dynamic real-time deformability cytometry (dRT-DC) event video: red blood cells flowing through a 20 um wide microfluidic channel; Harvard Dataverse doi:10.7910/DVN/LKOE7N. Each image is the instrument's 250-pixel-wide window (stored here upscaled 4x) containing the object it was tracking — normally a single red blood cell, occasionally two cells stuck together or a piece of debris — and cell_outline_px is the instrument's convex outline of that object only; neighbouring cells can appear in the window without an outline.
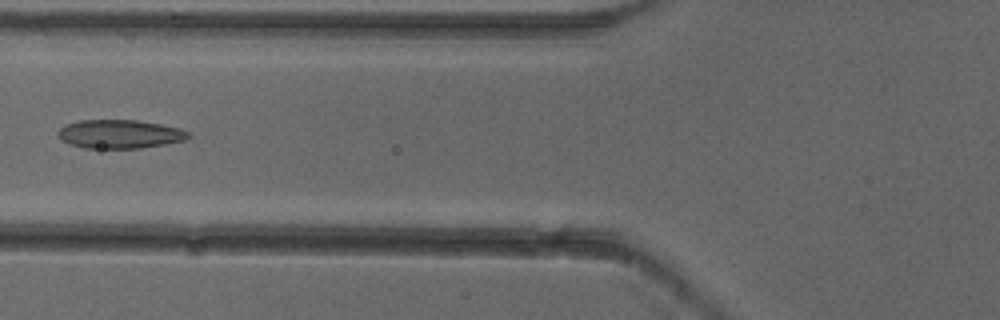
{"species": "common noctule bat (a hibernating species)", "species_latin": "Nyctalus noctula", "temperature_condition": "cold", "stored_images_in_passage": 7, "camera_frame_rate_fps": 3000, "um_per_image_px": 0.085, "animal": {"sex": "female"}, "frame": {"image": 1, "passage_image": 6, "time_ms": 1.667, "image_size_px": [1000, 320], "cell_outline_px": [[192, 136], [184, 140], [164, 144], [140, 148], [84, 148], [60, 140], [56, 132], [60, 128], [68, 124], [80, 120], [136, 120], [160, 124], [180, 128], [192, 132]], "centroid_in_image_um": [10.2, 11.39], "position_along_channel_um": 115.6, "area_um2": 21.79}}
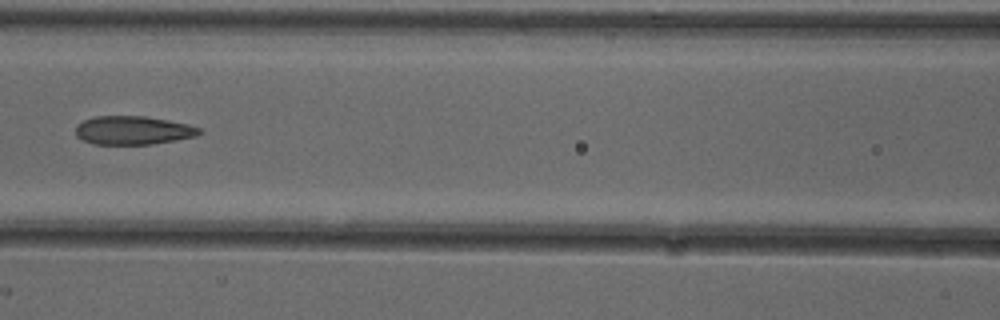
{"frame": {"image": 2, "passage_image": 7, "time_ms": 2.0, "image_size_px": [1000, 320], "cell_outline_px": [[204, 132], [196, 136], [176, 140], [152, 144], [92, 144], [76, 136], [76, 124], [84, 120], [96, 116], [144, 116], [168, 120], [188, 124], [200, 128]], "centroid_in_image_um": [11.32, 11.08], "position_along_channel_um": 155.3, "area_um2": 20.63}}